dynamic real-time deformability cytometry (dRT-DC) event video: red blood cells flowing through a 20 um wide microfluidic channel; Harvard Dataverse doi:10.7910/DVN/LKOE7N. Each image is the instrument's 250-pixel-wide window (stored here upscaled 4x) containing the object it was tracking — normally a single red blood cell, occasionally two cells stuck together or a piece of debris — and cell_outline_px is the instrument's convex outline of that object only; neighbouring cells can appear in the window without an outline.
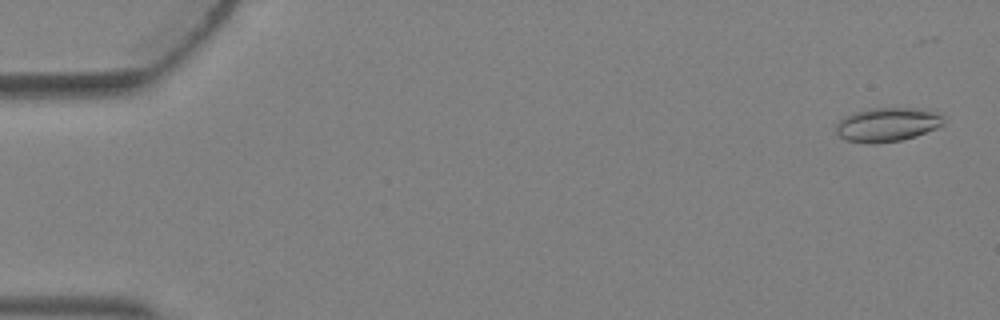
{"species": "Egyptian fruit bat (a non-hibernating species)", "species_latin": "Rousettus aegyptiacus", "temperature_condition": "warm", "stored_images_in_passage": 4, "camera_frame_rate_fps": 3000, "um_per_image_px": 0.085, "animal": {"sex": "female"}, "frame": {"image": 1, "passage_image": 1, "time_ms": 0.0, "image_size_px": [1000, 320], "cell_outline_px": [[944, 124], [936, 128], [900, 140], [868, 144], [844, 140], [836, 132], [836, 124], [844, 116], [856, 112], [872, 108], [912, 108], [936, 112], [944, 116]], "centroid_in_image_um": [75.39, 10.59], "position_along_channel_um": 9.6, "area_um2": 21.04}}
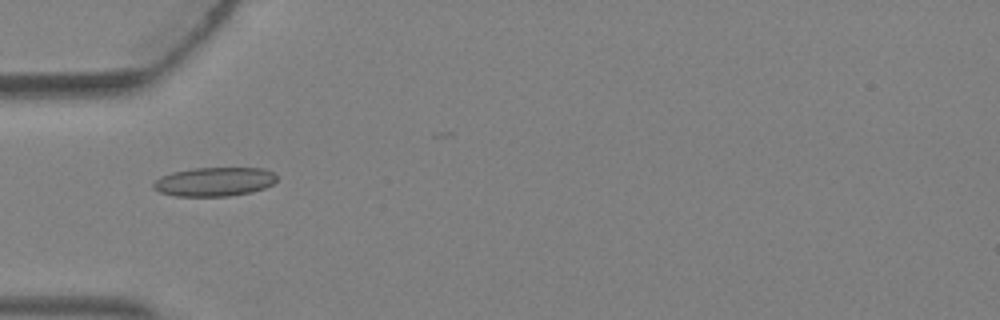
{"frame": {"image": 2, "passage_image": 4, "time_ms": 1.0, "image_size_px": [1000, 320], "cell_outline_px": [[276, 180], [272, 184], [264, 188], [252, 192], [228, 196], [176, 196], [160, 192], [152, 188], [152, 184], [160, 176], [172, 172], [192, 168], [264, 168], [272, 172], [276, 176]], "centroid_in_image_um": [18.2, 15.44], "position_along_channel_um": 66.8, "area_um2": 20.87}}